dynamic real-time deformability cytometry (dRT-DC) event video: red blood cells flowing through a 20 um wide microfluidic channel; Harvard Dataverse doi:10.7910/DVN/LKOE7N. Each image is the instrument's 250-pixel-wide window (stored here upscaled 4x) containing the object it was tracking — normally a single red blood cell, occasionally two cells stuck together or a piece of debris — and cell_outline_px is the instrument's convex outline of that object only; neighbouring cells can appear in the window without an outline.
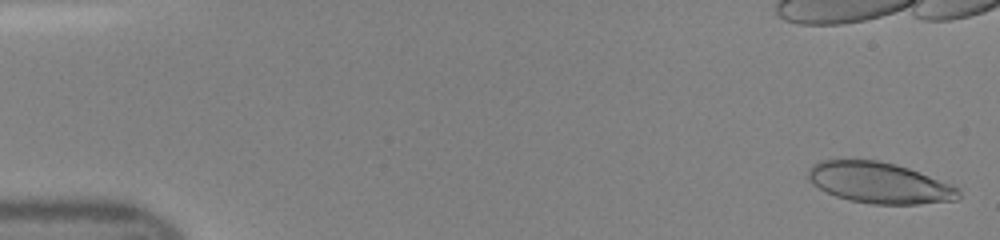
{"species": "human", "species_latin": "Homo sapiens", "temperature_condition": "room temperature", "stored_images_in_passage": 15, "camera_frame_rate_fps": 3000, "um_per_image_px": 0.085, "donor": {"sex": "female"}, "frame": {"image": 1, "passage_image": 1, "time_ms": 0.0, "image_size_px": [1000, 240], "cell_outline_px": [[960, 196], [956, 200], [920, 204], [872, 204], [848, 200], [836, 196], [812, 184], [808, 176], [808, 168], [812, 164], [820, 160], [876, 160], [896, 164], [908, 168], [960, 188]], "centroid_in_image_um": [74.73, 15.54], "position_along_channel_um": 10.3, "area_um2": 35.78}}